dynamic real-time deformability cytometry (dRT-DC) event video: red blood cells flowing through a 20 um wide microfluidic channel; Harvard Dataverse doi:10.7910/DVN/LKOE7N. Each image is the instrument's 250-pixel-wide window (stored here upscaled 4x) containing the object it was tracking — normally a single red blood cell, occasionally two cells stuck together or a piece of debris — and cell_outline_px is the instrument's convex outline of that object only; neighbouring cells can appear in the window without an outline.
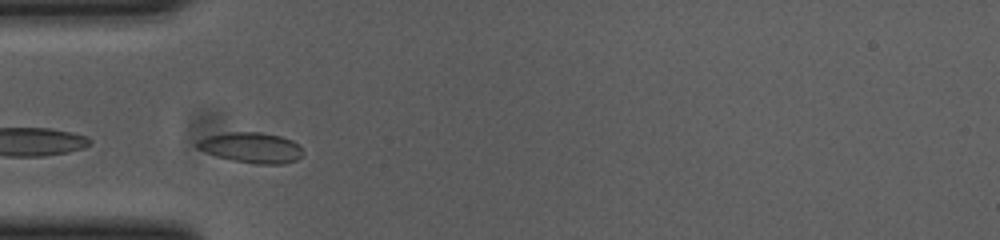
{"species": "common noctule bat (a hibernating species)", "species_latin": "Nyctalus noctula", "temperature_condition": "cold", "stored_images_in_passage": 45, "camera_frame_rate_fps": 3000, "um_per_image_px": 0.085, "animal": {"sex": "female", "body_mass_g": 23.0, "forearm_length_mm": 53.4}, "frame": {"image": 1, "passage_image": 7, "time_ms": 2.0, "image_size_px": [1000, 240], "cell_outline_px": [[304, 152], [296, 160], [284, 164], [256, 164], [232, 160], [216, 156], [196, 148], [196, 140], [208, 136], [228, 132], [260, 132], [280, 136], [292, 140]], "centroid_in_image_um": [21.34, 12.55], "position_along_channel_um": 63.7, "area_um2": 18.73}}
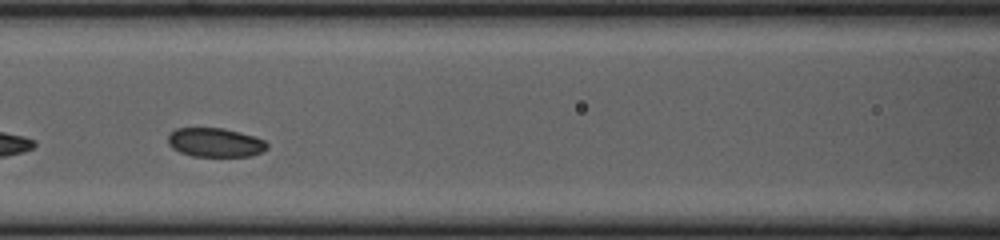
{"frame": {"image": 2, "passage_image": 14, "time_ms": 4.333, "image_size_px": [1000, 240], "cell_outline_px": [[268, 148], [264, 152], [252, 156], [192, 156], [180, 152], [172, 148], [168, 144], [168, 136], [176, 128], [224, 128], [252, 136], [264, 140], [268, 144]], "centroid_in_image_um": [18.3, 12.12], "position_along_channel_um": 148.3, "area_um2": 16.76}, "authors_computed_cell_mechanics": {"area_um2": 17.918, "velocity_mm_per_s": 3.6608, "shape_relaxation_time_tau1_ms": null, "shape_relaxation_time_tau2_ms": 3.384, "deformation_change_tau1": null, "deformation_change_tau2": 0.0685}}